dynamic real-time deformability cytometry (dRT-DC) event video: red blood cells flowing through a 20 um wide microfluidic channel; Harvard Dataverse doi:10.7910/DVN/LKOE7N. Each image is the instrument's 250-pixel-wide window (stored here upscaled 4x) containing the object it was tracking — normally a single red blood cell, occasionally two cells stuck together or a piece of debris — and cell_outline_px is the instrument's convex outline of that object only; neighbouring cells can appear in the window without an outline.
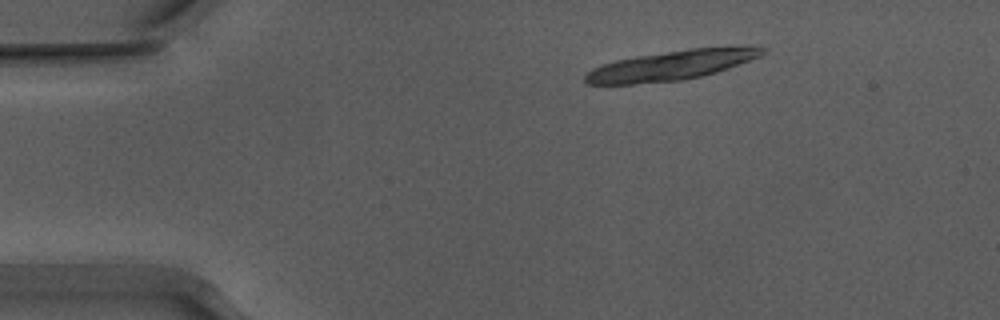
{"species": "Egyptian fruit bat (a non-hibernating species)", "species_latin": "Rousettus aegyptiacus", "temperature_condition": "warm", "stored_images_in_passage": 11, "camera_frame_rate_fps": 3000, "um_per_image_px": 0.085, "animal": {"sex": "male"}, "frame": {"image": 1, "passage_image": 1, "time_ms": 0.0, "image_size_px": [1000, 320], "cell_outline_px": [[768, 48], [760, 56], [728, 68], [704, 76], [684, 80], [636, 84], [588, 84], [584, 80], [584, 76], [592, 68], [616, 60], [636, 56], [688, 48]], "centroid_in_image_um": [56.96, 5.58], "position_along_channel_um": 28.0, "area_um2": 30.11}}